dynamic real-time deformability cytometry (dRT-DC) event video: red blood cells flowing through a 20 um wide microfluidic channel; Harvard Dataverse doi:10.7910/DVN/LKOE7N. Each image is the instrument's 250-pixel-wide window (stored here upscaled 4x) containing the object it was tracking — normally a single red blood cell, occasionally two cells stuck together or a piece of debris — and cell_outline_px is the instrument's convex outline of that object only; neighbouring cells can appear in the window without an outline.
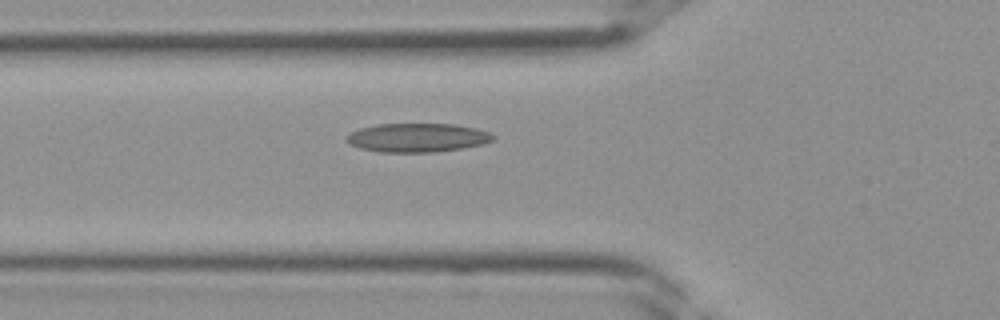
{"species": "Egyptian fruit bat (a non-hibernating species)", "species_latin": "Rousettus aegyptiacus", "temperature_condition": "room temperature", "stored_images_in_passage": 28, "camera_frame_rate_fps": 3000, "um_per_image_px": 0.085, "frame": {"image": 1, "passage_image": 3, "time_ms": 0.667, "image_size_px": [1000, 320], "cell_outline_px": [[496, 136], [492, 140], [484, 144], [464, 148], [436, 152], [380, 152], [360, 148], [344, 140], [344, 136], [360, 128], [376, 124], [452, 124], [476, 128], [488, 132]], "centroid_in_image_um": [35.47, 11.7], "position_along_channel_um": 90.3, "area_um2": 24.68}}
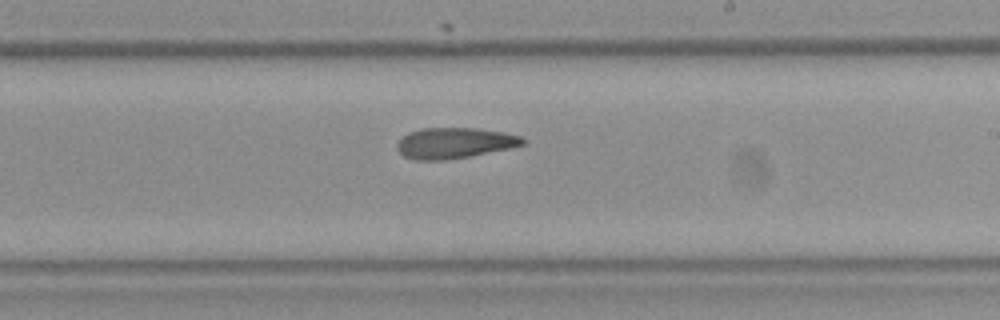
{"frame": {"image": 2, "passage_image": 12, "time_ms": 3.667, "image_size_px": [1000, 320], "cell_outline_px": [[528, 140], [524, 144], [508, 148], [468, 156], [444, 160], [416, 160], [404, 156], [396, 148], [396, 144], [408, 132], [420, 128], [476, 128], [504, 132], [520, 136]], "centroid_in_image_um": [38.61, 12.14], "position_along_channel_um": 250.4, "area_um2": 22.37}}
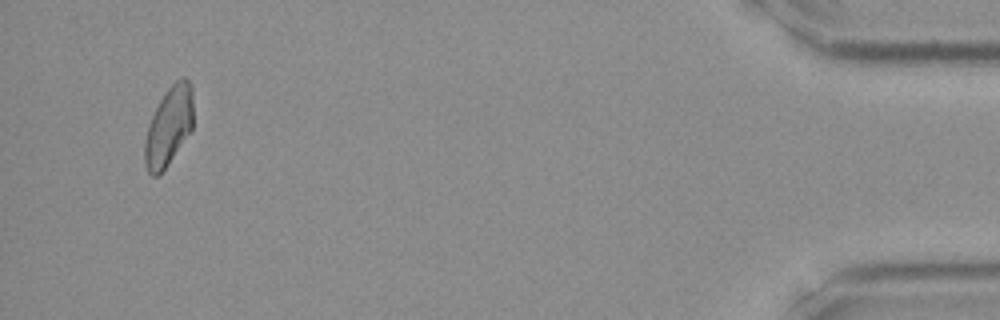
{"frame": {"image": 3, "passage_image": 26, "time_ms": 8.333, "image_size_px": [1000, 320], "cell_outline_px": [[192, 128], [168, 164], [156, 176], [152, 176], [148, 172], [144, 164], [144, 144], [148, 124], [160, 100], [168, 88], [180, 76], [184, 76], [192, 84]], "centroid_in_image_um": [14.33, 10.71], "position_along_channel_um": 420.9, "area_um2": 22.08}}